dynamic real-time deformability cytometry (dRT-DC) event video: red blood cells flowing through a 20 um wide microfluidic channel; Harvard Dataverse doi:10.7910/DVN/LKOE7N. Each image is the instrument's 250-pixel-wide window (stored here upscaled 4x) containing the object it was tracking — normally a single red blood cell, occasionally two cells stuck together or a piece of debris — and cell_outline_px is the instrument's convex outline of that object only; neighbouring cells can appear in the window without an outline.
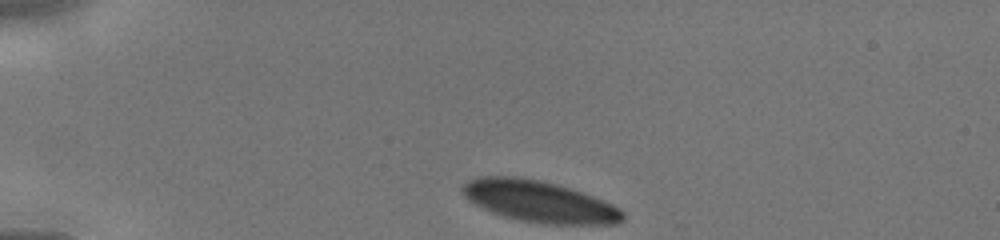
{"species": "human", "species_latin": "Homo sapiens", "temperature_condition": "cold", "stored_images_in_passage": 30, "camera_frame_rate_fps": 3000, "um_per_image_px": 0.085, "donor": {"sex": "male"}, "frame": {"image": 1, "passage_image": 1, "time_ms": 0.0, "image_size_px": [1000, 240], "cell_outline_px": [[624, 220], [616, 224], [540, 224], [520, 220], [504, 216], [492, 212], [476, 204], [460, 192], [460, 188], [468, 180], [480, 176], [516, 176], [540, 180], [572, 188], [612, 204], [620, 208], [624, 212]], "centroid_in_image_um": [45.85, 17.12], "position_along_channel_um": 39.2, "area_um2": 38.73}}
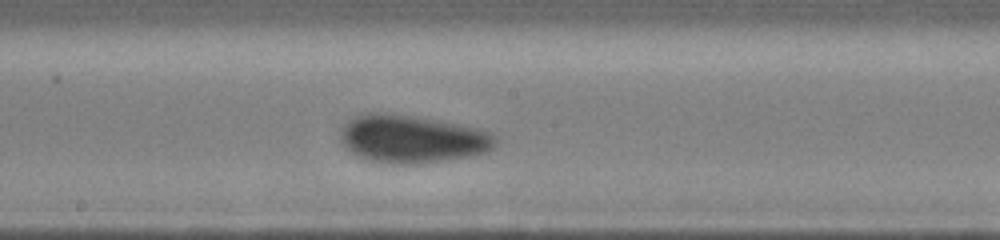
{"frame": {"image": 2, "passage_image": 16, "time_ms": 5.0, "image_size_px": [1000, 240], "cell_outline_px": [[496, 144], [488, 152], [468, 156], [424, 164], [392, 164], [372, 160], [356, 156], [340, 140], [340, 128], [348, 120], [364, 112], [388, 112], [436, 120], [480, 128], [492, 132], [496, 136]], "centroid_in_image_um": [35.03, 11.8], "position_along_channel_um": 213.2, "area_um2": 43.58}}
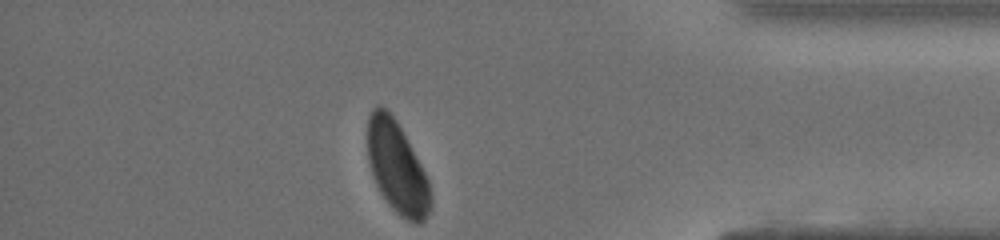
{"frame": {"image": 3, "passage_image": 30, "time_ms": 9.667, "image_size_px": [1000, 240], "cell_outline_px": [[432, 208], [424, 220], [420, 224], [416, 224], [400, 216], [388, 204], [380, 192], [372, 176], [368, 160], [368, 116], [372, 108], [380, 104], [396, 120], [420, 164], [428, 180], [432, 196]], "centroid_in_image_um": [33.75, 14.28], "position_along_channel_um": 401.5, "area_um2": 33.52}}